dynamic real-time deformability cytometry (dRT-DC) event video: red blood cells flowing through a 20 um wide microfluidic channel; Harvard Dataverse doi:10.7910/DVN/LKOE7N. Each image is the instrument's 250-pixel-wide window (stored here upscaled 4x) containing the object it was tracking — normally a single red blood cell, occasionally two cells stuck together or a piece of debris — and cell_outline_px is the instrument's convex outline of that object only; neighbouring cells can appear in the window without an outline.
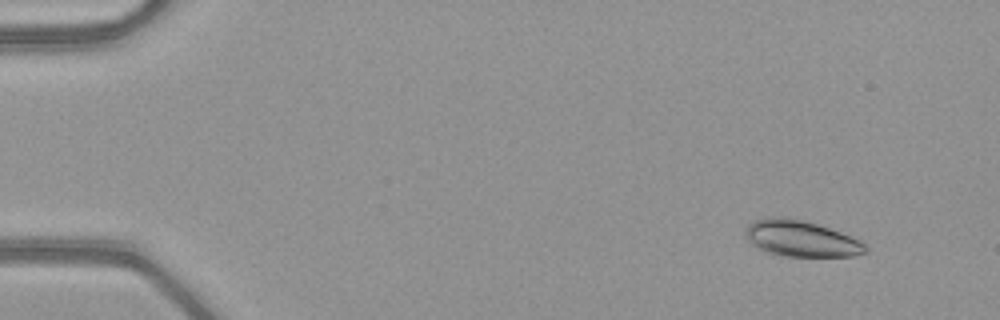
{"species": "common noctule bat (a hibernating species)", "species_latin": "Nyctalus noctula", "temperature_condition": "warm", "stored_images_in_passage": 14, "camera_frame_rate_fps": 3000, "um_per_image_px": 0.085, "animal": {"sex": "female", "body_mass_g": 21.9}, "frame": {"image": 1, "passage_image": 5, "time_ms": 1.333, "image_size_px": [1000, 320], "cell_outline_px": [[868, 252], [852, 256], [784, 256], [764, 252], [752, 244], [748, 240], [744, 232], [744, 228], [748, 224], [756, 220], [780, 216], [788, 216], [816, 224], [840, 232], [860, 240], [868, 248]], "centroid_in_image_um": [68.06, 20.28], "position_along_channel_um": 16.9, "area_um2": 25.26}}